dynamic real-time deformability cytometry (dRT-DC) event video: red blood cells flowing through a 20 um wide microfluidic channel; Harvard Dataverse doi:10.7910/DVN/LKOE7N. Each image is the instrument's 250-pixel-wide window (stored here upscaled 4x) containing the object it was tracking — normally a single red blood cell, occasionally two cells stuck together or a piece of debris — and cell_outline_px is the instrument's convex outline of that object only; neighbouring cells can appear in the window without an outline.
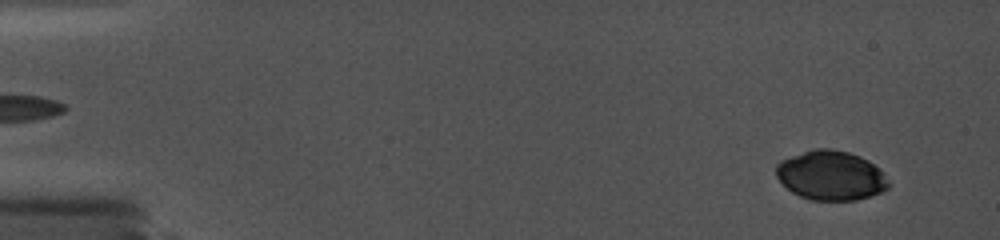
{"species": "common noctule bat (a hibernating species)", "species_latin": "Nyctalus noctula", "temperature_condition": "cold", "stored_images_in_passage": 36, "camera_frame_rate_fps": 5000, "um_per_image_px": 0.085, "animal": {"sex": "female", "body_mass_g": 19.0, "forearm_length_mm": 56.7}, "frame": {"image": 1, "passage_image": 5, "time_ms": 1.0, "image_size_px": [1000, 240], "cell_outline_px": [[888, 188], [880, 192], [856, 200], [808, 200], [792, 192], [776, 176], [776, 164], [780, 160], [816, 148], [832, 148], [848, 152], [860, 156], [868, 160], [884, 172], [888, 180]], "centroid_in_image_um": [70.62, 14.91], "position_along_channel_um": 14.4, "area_um2": 32.31}}